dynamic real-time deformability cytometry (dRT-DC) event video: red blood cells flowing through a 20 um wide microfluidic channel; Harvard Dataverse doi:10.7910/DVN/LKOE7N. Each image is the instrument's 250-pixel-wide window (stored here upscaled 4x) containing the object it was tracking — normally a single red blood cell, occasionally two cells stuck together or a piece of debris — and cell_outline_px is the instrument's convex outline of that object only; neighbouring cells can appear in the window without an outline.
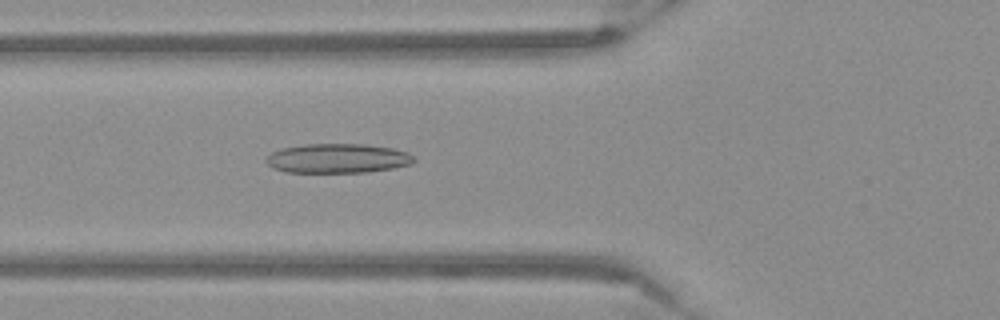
{"species": "Egyptian fruit bat (a non-hibernating species)", "species_latin": "Rousettus aegyptiacus", "temperature_condition": "warm", "stored_images_in_passage": 40, "camera_frame_rate_fps": 3000, "um_per_image_px": 0.085, "frame": {"image": 1, "passage_image": 7, "time_ms": 2.0, "image_size_px": [1000, 320], "cell_outline_px": [[416, 160], [408, 164], [392, 168], [368, 172], [284, 172], [272, 168], [264, 160], [272, 152], [284, 148], [304, 144], [364, 144], [392, 148], [408, 152]], "centroid_in_image_um": [28.67, 13.46], "position_along_channel_um": 97.1, "area_um2": 25.2}}
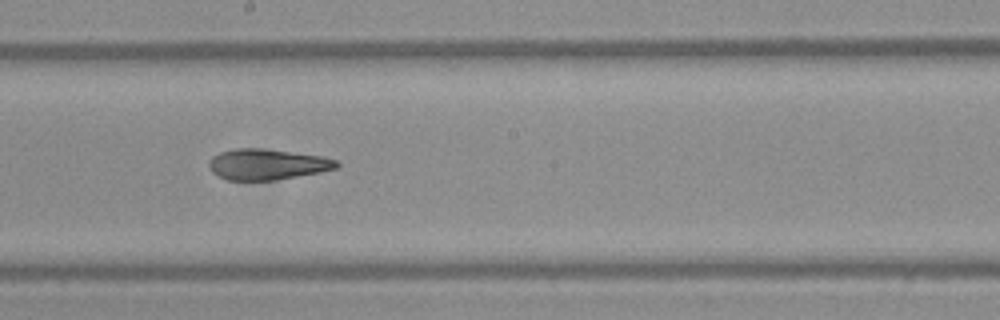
{"frame": {"image": 2, "passage_image": 17, "time_ms": 5.333, "image_size_px": [1000, 320], "cell_outline_px": [[340, 164], [336, 168], [320, 172], [272, 180], [228, 180], [216, 176], [208, 168], [208, 160], [212, 156], [220, 152], [236, 148], [260, 148], [324, 156], [336, 160]], "centroid_in_image_um": [22.66, 13.96], "position_along_channel_um": 225.5, "area_um2": 22.95}}
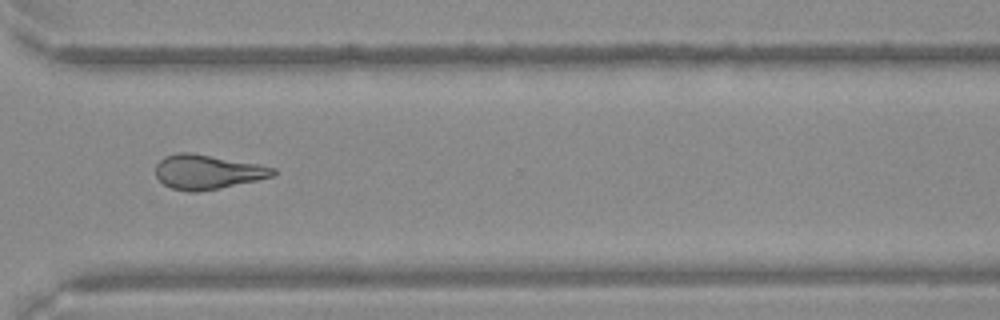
{"frame": {"image": 3, "passage_image": 27, "time_ms": 8.667, "image_size_px": [1000, 320], "cell_outline_px": [[276, 172], [272, 176], [256, 180], [220, 188], [196, 192], [188, 192], [172, 188], [164, 184], [156, 176], [156, 164], [164, 156], [176, 152], [192, 152], [256, 164], [276, 168]], "centroid_in_image_um": [17.58, 14.6], "position_along_channel_um": 353.0, "area_um2": 23.41}}